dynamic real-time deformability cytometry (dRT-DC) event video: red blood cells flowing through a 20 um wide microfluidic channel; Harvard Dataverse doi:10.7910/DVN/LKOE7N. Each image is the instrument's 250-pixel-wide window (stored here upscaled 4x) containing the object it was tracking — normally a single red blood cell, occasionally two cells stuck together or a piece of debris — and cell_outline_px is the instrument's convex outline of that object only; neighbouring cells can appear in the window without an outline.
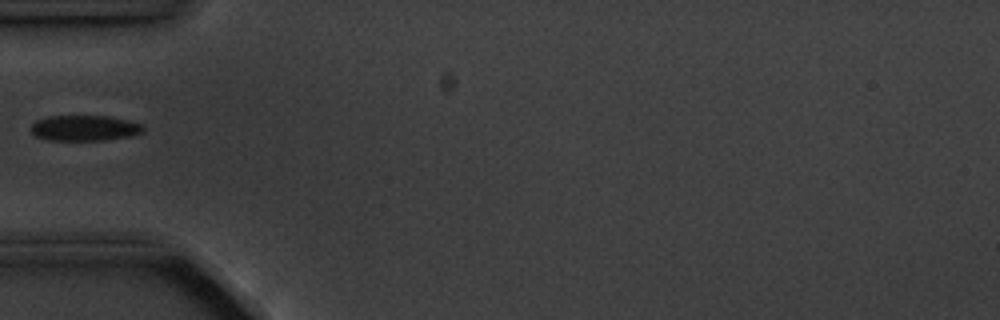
{"species": "common noctule bat (a hibernating species)", "species_latin": "Nyctalus noctula", "temperature_condition": "cold", "stored_images_in_passage": 1, "camera_frame_rate_fps": 3000, "um_per_image_px": 0.085, "animal": {"sex": "male", "body_mass_g": 20.1, "forearm_length_mm": 53.5}, "frame": {"image": 1, "passage_image": 1, "time_ms": 0.0, "image_size_px": [1000, 320], "cell_outline_px": [[144, 128], [140, 132], [132, 136], [104, 140], [48, 140], [36, 136], [32, 132], [32, 124], [36, 120], [48, 116], [108, 116], [128, 120], [144, 124]], "centroid_in_image_um": [7.2, 10.88], "position_along_channel_um": 77.8, "area_um2": 16.7}}